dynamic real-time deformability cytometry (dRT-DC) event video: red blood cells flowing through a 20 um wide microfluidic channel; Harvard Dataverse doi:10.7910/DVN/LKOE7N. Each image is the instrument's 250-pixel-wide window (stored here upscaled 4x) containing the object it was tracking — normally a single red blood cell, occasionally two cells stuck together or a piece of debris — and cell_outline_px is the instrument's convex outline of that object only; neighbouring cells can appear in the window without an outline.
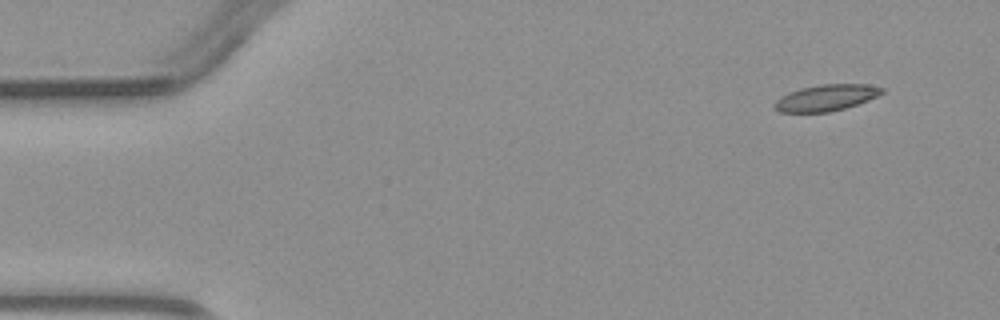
{"species": "common noctule bat (a hibernating species)", "species_latin": "Nyctalus noctula", "temperature_condition": "warm", "stored_images_in_passage": 4, "camera_frame_rate_fps": 3000, "um_per_image_px": 0.085, "animal": {"sex": "male", "body_mass_g": 23.1, "forearm_length_mm": 52.7}, "frame": {"image": 1, "passage_image": 1, "time_ms": 0.0, "image_size_px": [1000, 320], "cell_outline_px": [[884, 92], [868, 100], [844, 108], [828, 112], [780, 112], [772, 104], [780, 96], [788, 92], [800, 88], [820, 84], [868, 84], [884, 88]], "centroid_in_image_um": [70.2, 8.29], "position_along_channel_um": 14.8, "area_um2": 16.42}}
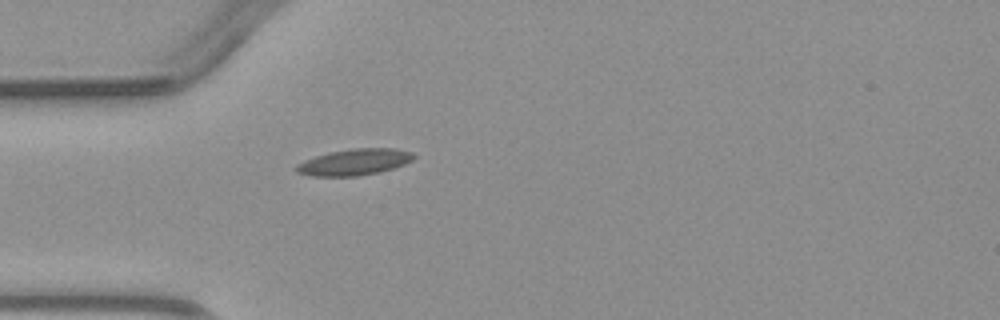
{"frame": {"image": 2, "passage_image": 4, "time_ms": 3.333, "image_size_px": [1000, 320], "cell_outline_px": [[416, 156], [412, 160], [404, 164], [380, 172], [356, 176], [312, 176], [296, 172], [296, 164], [304, 160], [328, 152], [352, 148], [396, 148], [412, 152]], "centroid_in_image_um": [30.12, 13.77], "position_along_channel_um": 54.9, "area_um2": 18.03}}